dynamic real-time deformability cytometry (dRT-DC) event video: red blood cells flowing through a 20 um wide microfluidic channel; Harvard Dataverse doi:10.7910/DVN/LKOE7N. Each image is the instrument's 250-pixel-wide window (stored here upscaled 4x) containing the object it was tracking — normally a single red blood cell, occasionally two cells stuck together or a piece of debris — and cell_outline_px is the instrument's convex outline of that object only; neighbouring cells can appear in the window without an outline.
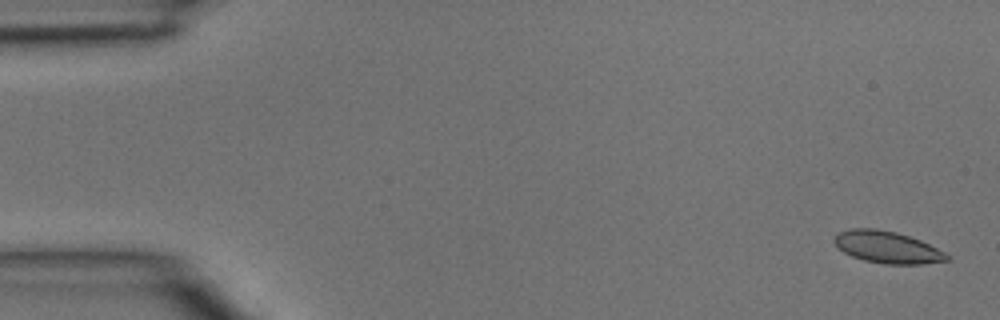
{"species": "common noctule bat (a hibernating species)", "species_latin": "Nyctalus noctula", "temperature_condition": "room temperature", "stored_images_in_passage": 3, "camera_frame_rate_fps": 3000, "um_per_image_px": 0.085, "animal": {"sex": "male", "body_mass_g": 15.6}, "frame": {"image": 1, "passage_image": 1, "time_ms": 0.0, "image_size_px": [1000, 320], "cell_outline_px": [[952, 256], [948, 260], [920, 264], [884, 264], [864, 260], [852, 256], [844, 252], [832, 240], [840, 232], [852, 228], [876, 228], [896, 232], [920, 240]], "centroid_in_image_um": [75.42, 21.01], "position_along_channel_um": 9.6, "area_um2": 20.75}}
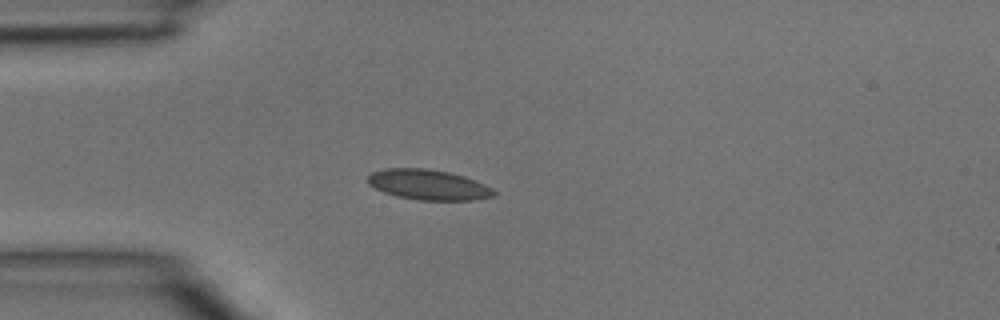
{"frame": {"image": 2, "passage_image": 3, "time_ms": 0.667, "image_size_px": [1000, 320], "cell_outline_px": [[496, 196], [472, 200], [420, 200], [396, 196], [384, 192], [368, 184], [368, 176], [372, 172], [384, 168], [428, 168], [448, 172], [464, 176], [484, 184], [492, 188], [496, 192]], "centroid_in_image_um": [36.41, 15.7], "position_along_channel_um": 48.6, "area_um2": 22.25}}